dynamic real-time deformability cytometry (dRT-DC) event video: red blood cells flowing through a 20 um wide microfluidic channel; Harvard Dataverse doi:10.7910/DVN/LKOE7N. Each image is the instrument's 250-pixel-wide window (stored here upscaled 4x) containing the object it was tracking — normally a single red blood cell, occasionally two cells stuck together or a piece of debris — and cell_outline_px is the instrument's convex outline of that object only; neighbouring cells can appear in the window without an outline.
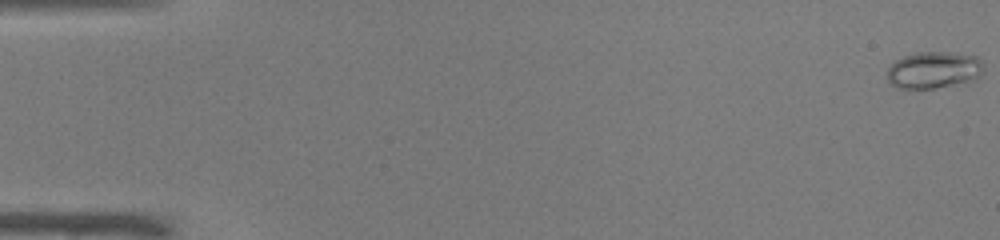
{"species": "common noctule bat (a hibernating species)", "species_latin": "Nyctalus noctula", "temperature_condition": "warm", "stored_images_in_passage": 52, "camera_frame_rate_fps": 3000, "um_per_image_px": 0.085, "animal": {"sex": "male", "body_mass_g": 19.0, "forearm_length_mm": 50.8}, "frame": {"image": 1, "passage_image": 1, "time_ms": 0.0, "image_size_px": [1000, 240], "cell_outline_px": [[984, 72], [976, 80], [932, 88], [900, 88], [892, 84], [888, 80], [888, 68], [896, 60], [904, 56], [916, 52], [948, 52], [976, 56], [984, 64]], "centroid_in_image_um": [79.42, 5.94], "position_along_channel_um": 5.6, "area_um2": 20.63}}
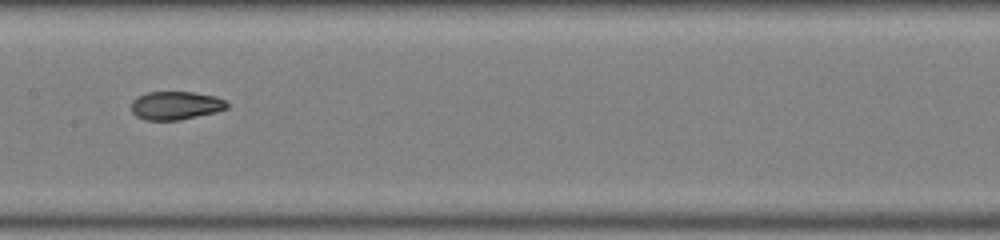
{"frame": {"image": 2, "passage_image": 27, "time_ms": 8.667, "image_size_px": [1000, 240], "cell_outline_px": [[228, 108], [216, 112], [180, 120], [144, 120], [136, 116], [132, 112], [132, 100], [136, 96], [148, 92], [192, 92], [216, 96], [224, 100], [228, 104]], "centroid_in_image_um": [14.92, 8.97], "position_along_channel_um": 192.5, "area_um2": 15.9}}
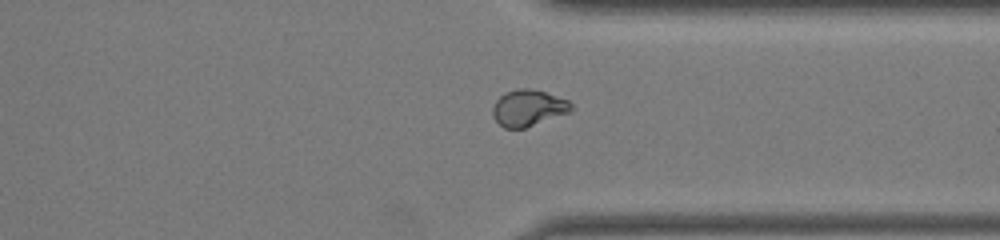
{"frame": {"image": 3, "passage_image": 40, "time_ms": 13.0, "image_size_px": [1000, 240], "cell_outline_px": [[572, 108], [568, 112], [524, 128], [504, 128], [492, 116], [492, 108], [496, 100], [500, 96], [508, 92], [520, 88], [532, 88], [568, 100], [572, 104]], "centroid_in_image_um": [44.87, 9.17], "position_along_channel_um": 366.5, "area_um2": 16.3}, "authors_computed_cell_mechanics": {"area_um2": 16.8198, "velocity_mm_per_s": 4.0104, "shape_relaxation_time_tau1_ms": 5.9595, "shape_relaxation_time_tau2_ms": 0.8198, "deformation_change_tau1": 0.2052, "deformation_change_tau2": 0.0517}}